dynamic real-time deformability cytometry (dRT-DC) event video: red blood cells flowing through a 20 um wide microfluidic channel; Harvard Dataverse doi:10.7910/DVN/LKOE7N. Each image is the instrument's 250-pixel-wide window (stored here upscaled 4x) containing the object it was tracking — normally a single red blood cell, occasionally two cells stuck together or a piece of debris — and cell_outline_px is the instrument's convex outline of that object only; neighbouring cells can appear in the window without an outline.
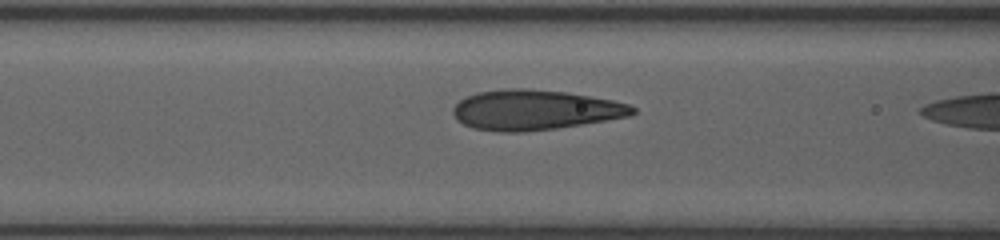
{"species": "human", "species_latin": "Homo sapiens", "temperature_condition": "room temperature", "stored_images_in_passage": 21, "camera_frame_rate_fps": 3000, "um_per_image_px": 0.085, "donor": {"sex": "female"}, "frame": {"image": 1, "passage_image": 20, "time_ms": 6.333, "image_size_px": [1000, 240], "cell_outline_px": [[636, 112], [632, 116], [556, 128], [524, 132], [500, 132], [472, 128], [456, 120], [452, 112], [452, 108], [460, 100], [468, 96], [480, 92], [504, 88], [528, 88], [564, 92], [612, 100], [628, 104], [636, 108]], "centroid_in_image_um": [45.45, 9.35], "position_along_channel_um": 121.2, "area_um2": 41.91}}